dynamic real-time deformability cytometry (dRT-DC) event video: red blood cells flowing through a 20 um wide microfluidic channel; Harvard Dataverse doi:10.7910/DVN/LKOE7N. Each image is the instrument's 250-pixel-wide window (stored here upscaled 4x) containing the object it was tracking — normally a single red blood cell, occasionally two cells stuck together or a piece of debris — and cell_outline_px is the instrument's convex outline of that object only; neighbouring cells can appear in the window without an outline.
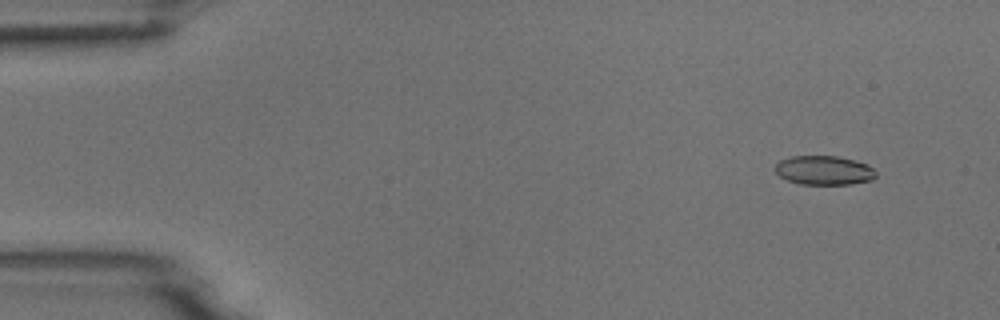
{"species": "common noctule bat (a hibernating species)", "species_latin": "Nyctalus noctula", "temperature_condition": "room temperature", "stored_images_in_passage": 5, "camera_frame_rate_fps": 3000, "um_per_image_px": 0.085, "animal": {"sex": "male", "body_mass_g": 18.8}, "frame": {"image": 1, "passage_image": 2, "time_ms": 1.0, "image_size_px": [1000, 320], "cell_outline_px": [[876, 176], [872, 180], [852, 184], [800, 184], [788, 180], [780, 176], [776, 172], [776, 164], [780, 160], [792, 156], [836, 156], [868, 164], [876, 172]], "centroid_in_image_um": [70.06, 14.48], "position_along_channel_um": 14.9, "area_um2": 16.99}}
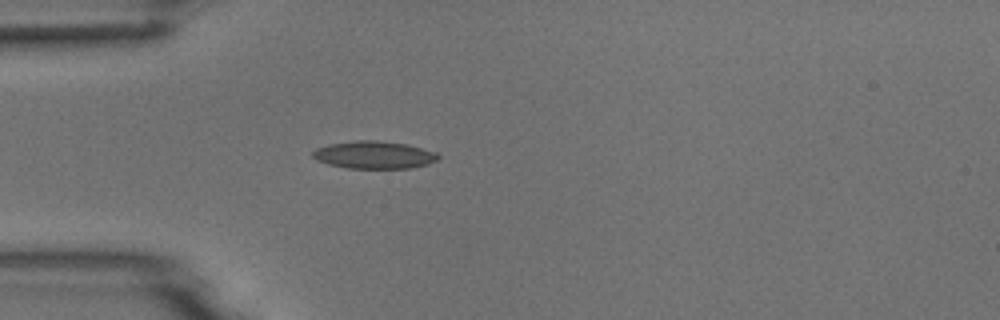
{"frame": {"image": 2, "passage_image": 5, "time_ms": 4.667, "image_size_px": [1000, 320], "cell_outline_px": [[440, 156], [436, 160], [428, 164], [412, 168], [348, 168], [328, 164], [316, 160], [312, 156], [312, 152], [316, 148], [328, 144], [356, 140], [376, 140], [408, 144], [436, 152]], "centroid_in_image_um": [31.79, 13.16], "position_along_channel_um": 53.2, "area_um2": 20.23}}